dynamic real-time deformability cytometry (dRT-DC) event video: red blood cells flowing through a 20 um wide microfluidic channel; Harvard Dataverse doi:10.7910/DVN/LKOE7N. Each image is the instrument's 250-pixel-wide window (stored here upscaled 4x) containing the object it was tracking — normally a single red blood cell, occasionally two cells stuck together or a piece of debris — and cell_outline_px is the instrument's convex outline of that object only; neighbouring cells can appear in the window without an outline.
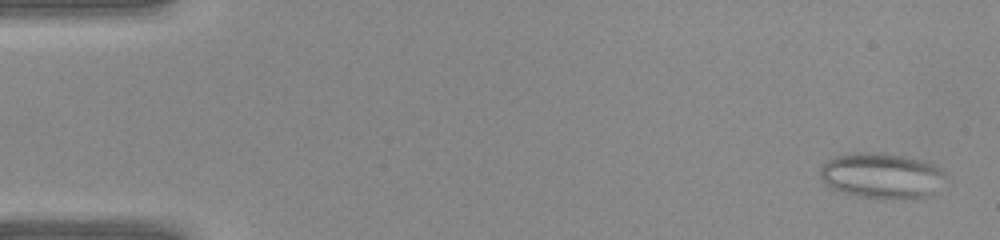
{"species": "common noctule bat (a hibernating species)", "species_latin": "Nyctalus noctula", "temperature_condition": "warm", "stored_images_in_passage": 41, "camera_frame_rate_fps": 3000, "um_per_image_px": 0.085, "animal": {"sex": "female", "body_mass_g": 22.0, "forearm_length_mm": 56.7}, "frame": {"image": 1, "passage_image": 2, "time_ms": 0.333, "image_size_px": [1000, 240], "cell_outline_px": [[944, 176], [932, 196], [884, 200], [856, 196], [832, 188], [824, 184], [820, 176], [820, 168], [828, 160], [836, 156], [856, 152], [884, 152], [908, 156], [932, 164], [944, 172]], "centroid_in_image_um": [74.91, 14.93], "position_along_channel_um": 10.1, "area_um2": 33.47}}
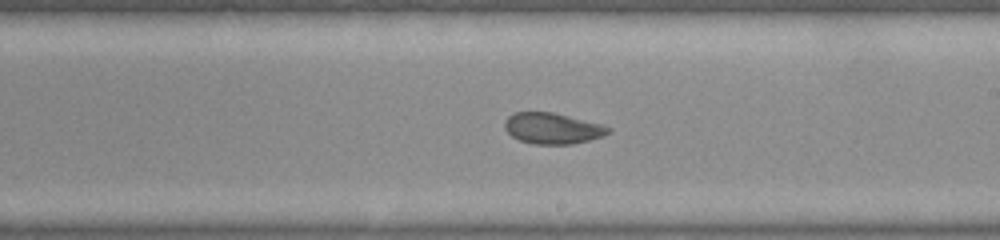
{"frame": {"image": 2, "passage_image": 24, "time_ms": 7.667, "image_size_px": [1000, 240], "cell_outline_px": [[612, 128], [604, 136], [572, 144], [532, 144], [520, 140], [512, 136], [504, 128], [504, 120], [508, 116], [516, 112], [552, 112], [600, 124]], "centroid_in_image_um": [46.92, 10.91], "position_along_channel_um": 242.1, "area_um2": 18.55}}
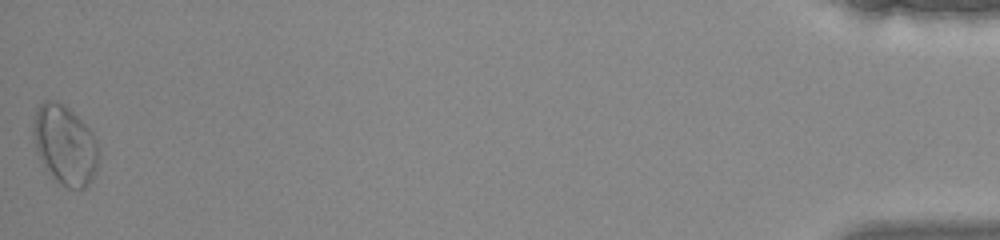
{"frame": {"image": 3, "passage_image": 41, "time_ms": 13.333, "image_size_px": [1000, 240], "cell_outline_px": [[100, 152], [96, 168], [88, 184], [84, 188], [68, 188], [60, 184], [44, 168], [36, 152], [32, 132], [32, 128], [36, 108], [44, 100], [56, 100], [64, 104], [92, 132], [100, 148]], "centroid_in_image_um": [5.49, 12.31], "position_along_channel_um": 429.7, "area_um2": 30.4}}